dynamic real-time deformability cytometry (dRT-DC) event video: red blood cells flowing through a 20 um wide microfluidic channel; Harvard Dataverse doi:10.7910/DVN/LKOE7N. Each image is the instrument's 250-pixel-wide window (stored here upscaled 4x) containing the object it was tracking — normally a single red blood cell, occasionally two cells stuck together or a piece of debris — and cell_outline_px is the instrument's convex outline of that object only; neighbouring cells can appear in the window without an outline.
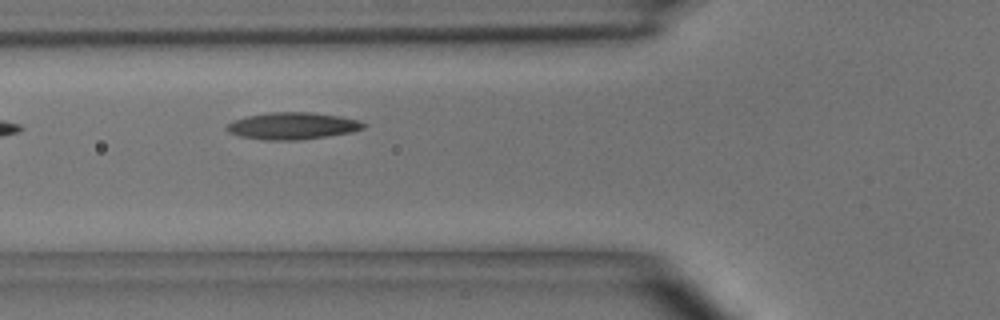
{"species": "common noctule bat (a hibernating species)", "species_latin": "Nyctalus noctula", "temperature_condition": "room temperature", "stored_images_in_passage": 6, "camera_frame_rate_fps": 3000, "um_per_image_px": 0.085, "animal": {"sex": "male", "body_mass_g": 15.6}, "frame": {"image": 1, "passage_image": 3, "time_ms": 2.333, "image_size_px": [1000, 320], "cell_outline_px": [[368, 124], [364, 128], [352, 132], [328, 136], [300, 140], [264, 140], [240, 136], [228, 132], [224, 128], [228, 124], [236, 120], [248, 116], [268, 112], [308, 112], [340, 116], [360, 120]], "centroid_in_image_um": [24.9, 10.7], "position_along_channel_um": 100.9, "area_um2": 21.56}}